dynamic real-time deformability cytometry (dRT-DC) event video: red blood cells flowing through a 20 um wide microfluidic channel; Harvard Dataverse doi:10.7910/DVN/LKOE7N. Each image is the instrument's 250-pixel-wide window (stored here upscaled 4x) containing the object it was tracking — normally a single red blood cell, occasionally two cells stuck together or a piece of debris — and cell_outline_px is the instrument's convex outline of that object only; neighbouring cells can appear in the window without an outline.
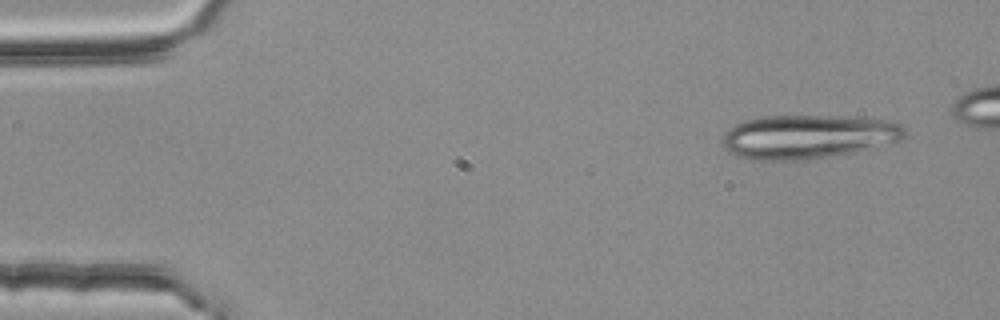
{"species": "common noctule bat (a hibernating species)", "species_latin": "Nyctalus noctula", "temperature_condition": "room temperature", "stored_images_in_passage": 4, "camera_frame_rate_fps": 3000, "um_per_image_px": 0.085, "animal": {"sex": "female", "body_mass_g": 25.1}, "frame": {"image": 1, "passage_image": 1, "time_ms": 0.0, "image_size_px": [1000, 320], "cell_outline_px": [[904, 140], [856, 152], [796, 160], [760, 160], [740, 156], [724, 148], [724, 132], [736, 124], [744, 120], [764, 116], [844, 116], [888, 120], [900, 124], [904, 128]], "centroid_in_image_um": [68.73, 11.6], "position_along_channel_um": 16.3, "area_um2": 46.3}}